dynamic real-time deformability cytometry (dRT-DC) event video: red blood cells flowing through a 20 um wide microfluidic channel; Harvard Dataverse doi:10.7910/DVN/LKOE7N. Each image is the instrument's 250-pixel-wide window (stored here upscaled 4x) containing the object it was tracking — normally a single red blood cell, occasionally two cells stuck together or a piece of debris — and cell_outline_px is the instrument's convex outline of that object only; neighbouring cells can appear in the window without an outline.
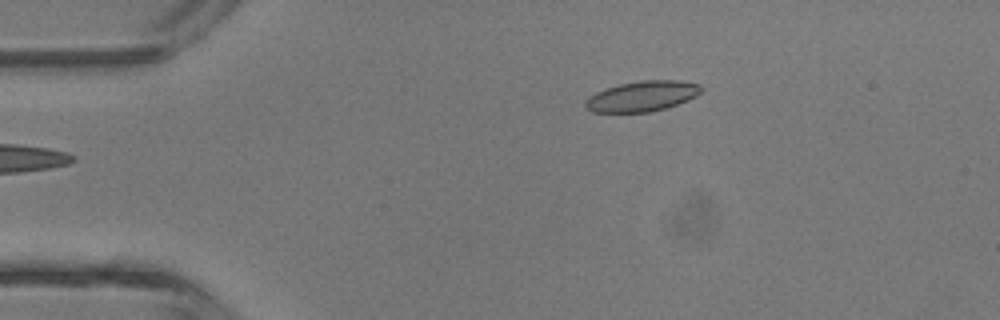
{"species": "common noctule bat (a hibernating species)", "species_latin": "Nyctalus noctula", "temperature_condition": "room temperature", "stored_images_in_passage": 4, "camera_frame_rate_fps": 3000, "um_per_image_px": 0.085, "animal": {"sex": "male", "body_mass_g": 13.3}, "frame": {"image": 1, "passage_image": 4, "time_ms": 3.333, "image_size_px": [1000, 320], "cell_outline_px": [[704, 88], [696, 96], [688, 100], [652, 112], [592, 112], [584, 104], [584, 100], [588, 96], [604, 88], [620, 84], [640, 80], [680, 80], [700, 84]], "centroid_in_image_um": [54.58, 8.16], "position_along_channel_um": 30.4, "area_um2": 20.63}}